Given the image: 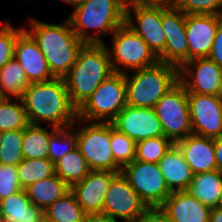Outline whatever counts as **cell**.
<instances>
[{"label": "cell", "instance_id": "obj_32", "mask_svg": "<svg viewBox=\"0 0 222 222\" xmlns=\"http://www.w3.org/2000/svg\"><path fill=\"white\" fill-rule=\"evenodd\" d=\"M76 121L72 126L57 128L49 137L48 159L55 163L77 147Z\"/></svg>", "mask_w": 222, "mask_h": 222}, {"label": "cell", "instance_id": "obj_42", "mask_svg": "<svg viewBox=\"0 0 222 222\" xmlns=\"http://www.w3.org/2000/svg\"><path fill=\"white\" fill-rule=\"evenodd\" d=\"M214 149L217 170L222 173V136L214 139Z\"/></svg>", "mask_w": 222, "mask_h": 222}, {"label": "cell", "instance_id": "obj_5", "mask_svg": "<svg viewBox=\"0 0 222 222\" xmlns=\"http://www.w3.org/2000/svg\"><path fill=\"white\" fill-rule=\"evenodd\" d=\"M178 68L158 61L155 65L125 73L127 105L154 108L178 82Z\"/></svg>", "mask_w": 222, "mask_h": 222}, {"label": "cell", "instance_id": "obj_10", "mask_svg": "<svg viewBox=\"0 0 222 222\" xmlns=\"http://www.w3.org/2000/svg\"><path fill=\"white\" fill-rule=\"evenodd\" d=\"M121 172L148 207L161 206L172 193L158 163L133 160Z\"/></svg>", "mask_w": 222, "mask_h": 222}, {"label": "cell", "instance_id": "obj_9", "mask_svg": "<svg viewBox=\"0 0 222 222\" xmlns=\"http://www.w3.org/2000/svg\"><path fill=\"white\" fill-rule=\"evenodd\" d=\"M164 136L174 144L192 134L187 91L178 81L154 107Z\"/></svg>", "mask_w": 222, "mask_h": 222}, {"label": "cell", "instance_id": "obj_14", "mask_svg": "<svg viewBox=\"0 0 222 222\" xmlns=\"http://www.w3.org/2000/svg\"><path fill=\"white\" fill-rule=\"evenodd\" d=\"M192 133L207 138L222 136L220 96L187 93Z\"/></svg>", "mask_w": 222, "mask_h": 222}, {"label": "cell", "instance_id": "obj_2", "mask_svg": "<svg viewBox=\"0 0 222 222\" xmlns=\"http://www.w3.org/2000/svg\"><path fill=\"white\" fill-rule=\"evenodd\" d=\"M29 26L30 29L24 26V30L37 43L52 75L64 78L75 64L79 50L85 43L72 30L68 18L60 24L31 18Z\"/></svg>", "mask_w": 222, "mask_h": 222}, {"label": "cell", "instance_id": "obj_37", "mask_svg": "<svg viewBox=\"0 0 222 222\" xmlns=\"http://www.w3.org/2000/svg\"><path fill=\"white\" fill-rule=\"evenodd\" d=\"M177 8L185 15H222V0H182Z\"/></svg>", "mask_w": 222, "mask_h": 222}, {"label": "cell", "instance_id": "obj_46", "mask_svg": "<svg viewBox=\"0 0 222 222\" xmlns=\"http://www.w3.org/2000/svg\"><path fill=\"white\" fill-rule=\"evenodd\" d=\"M61 1L65 2V3H67V4H70V5H72L73 7H75L76 5L82 3V2L85 1V0H61Z\"/></svg>", "mask_w": 222, "mask_h": 222}, {"label": "cell", "instance_id": "obj_6", "mask_svg": "<svg viewBox=\"0 0 222 222\" xmlns=\"http://www.w3.org/2000/svg\"><path fill=\"white\" fill-rule=\"evenodd\" d=\"M127 105L124 73H113L77 110V118L88 122H111Z\"/></svg>", "mask_w": 222, "mask_h": 222}, {"label": "cell", "instance_id": "obj_8", "mask_svg": "<svg viewBox=\"0 0 222 222\" xmlns=\"http://www.w3.org/2000/svg\"><path fill=\"white\" fill-rule=\"evenodd\" d=\"M111 48L106 45L113 72L126 73L155 65L159 60L148 44L126 24L112 34ZM126 71H125V70Z\"/></svg>", "mask_w": 222, "mask_h": 222}, {"label": "cell", "instance_id": "obj_11", "mask_svg": "<svg viewBox=\"0 0 222 222\" xmlns=\"http://www.w3.org/2000/svg\"><path fill=\"white\" fill-rule=\"evenodd\" d=\"M125 24L148 44L157 58L164 52L166 37L162 29V5L147 2L126 9Z\"/></svg>", "mask_w": 222, "mask_h": 222}, {"label": "cell", "instance_id": "obj_25", "mask_svg": "<svg viewBox=\"0 0 222 222\" xmlns=\"http://www.w3.org/2000/svg\"><path fill=\"white\" fill-rule=\"evenodd\" d=\"M222 188V173L218 170L193 175L187 191L204 205L215 208Z\"/></svg>", "mask_w": 222, "mask_h": 222}, {"label": "cell", "instance_id": "obj_30", "mask_svg": "<svg viewBox=\"0 0 222 222\" xmlns=\"http://www.w3.org/2000/svg\"><path fill=\"white\" fill-rule=\"evenodd\" d=\"M29 124L22 99L0 98V132L23 130Z\"/></svg>", "mask_w": 222, "mask_h": 222}, {"label": "cell", "instance_id": "obj_29", "mask_svg": "<svg viewBox=\"0 0 222 222\" xmlns=\"http://www.w3.org/2000/svg\"><path fill=\"white\" fill-rule=\"evenodd\" d=\"M85 215L71 190L44 210L54 222H84Z\"/></svg>", "mask_w": 222, "mask_h": 222}, {"label": "cell", "instance_id": "obj_19", "mask_svg": "<svg viewBox=\"0 0 222 222\" xmlns=\"http://www.w3.org/2000/svg\"><path fill=\"white\" fill-rule=\"evenodd\" d=\"M14 59L24 69L29 83L45 82L55 78L37 43L25 30L15 42Z\"/></svg>", "mask_w": 222, "mask_h": 222}, {"label": "cell", "instance_id": "obj_27", "mask_svg": "<svg viewBox=\"0 0 222 222\" xmlns=\"http://www.w3.org/2000/svg\"><path fill=\"white\" fill-rule=\"evenodd\" d=\"M30 85L22 66L13 58L0 69V97L21 99Z\"/></svg>", "mask_w": 222, "mask_h": 222}, {"label": "cell", "instance_id": "obj_33", "mask_svg": "<svg viewBox=\"0 0 222 222\" xmlns=\"http://www.w3.org/2000/svg\"><path fill=\"white\" fill-rule=\"evenodd\" d=\"M23 130L1 132L0 163L17 166L23 159Z\"/></svg>", "mask_w": 222, "mask_h": 222}, {"label": "cell", "instance_id": "obj_24", "mask_svg": "<svg viewBox=\"0 0 222 222\" xmlns=\"http://www.w3.org/2000/svg\"><path fill=\"white\" fill-rule=\"evenodd\" d=\"M25 190L31 203L44 211L48 206L68 193L70 187L55 174L30 184Z\"/></svg>", "mask_w": 222, "mask_h": 222}, {"label": "cell", "instance_id": "obj_17", "mask_svg": "<svg viewBox=\"0 0 222 222\" xmlns=\"http://www.w3.org/2000/svg\"><path fill=\"white\" fill-rule=\"evenodd\" d=\"M221 21L222 15H185L188 61L208 57Z\"/></svg>", "mask_w": 222, "mask_h": 222}, {"label": "cell", "instance_id": "obj_16", "mask_svg": "<svg viewBox=\"0 0 222 222\" xmlns=\"http://www.w3.org/2000/svg\"><path fill=\"white\" fill-rule=\"evenodd\" d=\"M111 124L136 143L141 140L164 136L161 122L154 108L126 105L111 121Z\"/></svg>", "mask_w": 222, "mask_h": 222}, {"label": "cell", "instance_id": "obj_40", "mask_svg": "<svg viewBox=\"0 0 222 222\" xmlns=\"http://www.w3.org/2000/svg\"><path fill=\"white\" fill-rule=\"evenodd\" d=\"M211 61H214L217 65L222 68V21L217 27V32L214 38V42L207 57Z\"/></svg>", "mask_w": 222, "mask_h": 222}, {"label": "cell", "instance_id": "obj_44", "mask_svg": "<svg viewBox=\"0 0 222 222\" xmlns=\"http://www.w3.org/2000/svg\"><path fill=\"white\" fill-rule=\"evenodd\" d=\"M181 1L182 0H149L150 3L168 7H177Z\"/></svg>", "mask_w": 222, "mask_h": 222}, {"label": "cell", "instance_id": "obj_36", "mask_svg": "<svg viewBox=\"0 0 222 222\" xmlns=\"http://www.w3.org/2000/svg\"><path fill=\"white\" fill-rule=\"evenodd\" d=\"M0 27V69L14 58V47L17 37L24 27L15 28L8 21Z\"/></svg>", "mask_w": 222, "mask_h": 222}, {"label": "cell", "instance_id": "obj_31", "mask_svg": "<svg viewBox=\"0 0 222 222\" xmlns=\"http://www.w3.org/2000/svg\"><path fill=\"white\" fill-rule=\"evenodd\" d=\"M18 180L22 189L39 180L55 175V166L48 158L23 159L17 165Z\"/></svg>", "mask_w": 222, "mask_h": 222}, {"label": "cell", "instance_id": "obj_22", "mask_svg": "<svg viewBox=\"0 0 222 222\" xmlns=\"http://www.w3.org/2000/svg\"><path fill=\"white\" fill-rule=\"evenodd\" d=\"M158 166L171 192L187 191L193 173L176 144L158 161Z\"/></svg>", "mask_w": 222, "mask_h": 222}, {"label": "cell", "instance_id": "obj_18", "mask_svg": "<svg viewBox=\"0 0 222 222\" xmlns=\"http://www.w3.org/2000/svg\"><path fill=\"white\" fill-rule=\"evenodd\" d=\"M120 172L91 170L80 182L70 187L76 201L87 213H102L105 195L112 179Z\"/></svg>", "mask_w": 222, "mask_h": 222}, {"label": "cell", "instance_id": "obj_49", "mask_svg": "<svg viewBox=\"0 0 222 222\" xmlns=\"http://www.w3.org/2000/svg\"><path fill=\"white\" fill-rule=\"evenodd\" d=\"M0 216H2V212H1V199H0Z\"/></svg>", "mask_w": 222, "mask_h": 222}, {"label": "cell", "instance_id": "obj_13", "mask_svg": "<svg viewBox=\"0 0 222 222\" xmlns=\"http://www.w3.org/2000/svg\"><path fill=\"white\" fill-rule=\"evenodd\" d=\"M178 77L187 93L215 96L221 94L222 68L208 58H196L185 62L178 69Z\"/></svg>", "mask_w": 222, "mask_h": 222}, {"label": "cell", "instance_id": "obj_34", "mask_svg": "<svg viewBox=\"0 0 222 222\" xmlns=\"http://www.w3.org/2000/svg\"><path fill=\"white\" fill-rule=\"evenodd\" d=\"M174 143L165 136L149 138L136 143L135 160L158 163Z\"/></svg>", "mask_w": 222, "mask_h": 222}, {"label": "cell", "instance_id": "obj_43", "mask_svg": "<svg viewBox=\"0 0 222 222\" xmlns=\"http://www.w3.org/2000/svg\"><path fill=\"white\" fill-rule=\"evenodd\" d=\"M122 7L126 10L130 7L145 4L149 2V0H117Z\"/></svg>", "mask_w": 222, "mask_h": 222}, {"label": "cell", "instance_id": "obj_48", "mask_svg": "<svg viewBox=\"0 0 222 222\" xmlns=\"http://www.w3.org/2000/svg\"><path fill=\"white\" fill-rule=\"evenodd\" d=\"M40 222H54L53 220L47 218L46 216H43Z\"/></svg>", "mask_w": 222, "mask_h": 222}, {"label": "cell", "instance_id": "obj_7", "mask_svg": "<svg viewBox=\"0 0 222 222\" xmlns=\"http://www.w3.org/2000/svg\"><path fill=\"white\" fill-rule=\"evenodd\" d=\"M76 122L84 125L77 128V148L90 170L121 172L111 149V122H88L78 118Z\"/></svg>", "mask_w": 222, "mask_h": 222}, {"label": "cell", "instance_id": "obj_45", "mask_svg": "<svg viewBox=\"0 0 222 222\" xmlns=\"http://www.w3.org/2000/svg\"><path fill=\"white\" fill-rule=\"evenodd\" d=\"M209 222H222V210L211 208Z\"/></svg>", "mask_w": 222, "mask_h": 222}, {"label": "cell", "instance_id": "obj_1", "mask_svg": "<svg viewBox=\"0 0 222 222\" xmlns=\"http://www.w3.org/2000/svg\"><path fill=\"white\" fill-rule=\"evenodd\" d=\"M27 118L32 125L64 128L77 119V109L72 105L63 78L30 83L22 96Z\"/></svg>", "mask_w": 222, "mask_h": 222}, {"label": "cell", "instance_id": "obj_47", "mask_svg": "<svg viewBox=\"0 0 222 222\" xmlns=\"http://www.w3.org/2000/svg\"><path fill=\"white\" fill-rule=\"evenodd\" d=\"M216 208L222 210V188H221V192H220V195H219V198H218V202H217Z\"/></svg>", "mask_w": 222, "mask_h": 222}, {"label": "cell", "instance_id": "obj_39", "mask_svg": "<svg viewBox=\"0 0 222 222\" xmlns=\"http://www.w3.org/2000/svg\"><path fill=\"white\" fill-rule=\"evenodd\" d=\"M135 222H171L161 206L148 207Z\"/></svg>", "mask_w": 222, "mask_h": 222}, {"label": "cell", "instance_id": "obj_41", "mask_svg": "<svg viewBox=\"0 0 222 222\" xmlns=\"http://www.w3.org/2000/svg\"><path fill=\"white\" fill-rule=\"evenodd\" d=\"M84 222H118V220L104 213H87Z\"/></svg>", "mask_w": 222, "mask_h": 222}, {"label": "cell", "instance_id": "obj_12", "mask_svg": "<svg viewBox=\"0 0 222 222\" xmlns=\"http://www.w3.org/2000/svg\"><path fill=\"white\" fill-rule=\"evenodd\" d=\"M148 208L145 202L130 186L128 179L118 173L111 181L105 195L103 212L121 222H135Z\"/></svg>", "mask_w": 222, "mask_h": 222}, {"label": "cell", "instance_id": "obj_28", "mask_svg": "<svg viewBox=\"0 0 222 222\" xmlns=\"http://www.w3.org/2000/svg\"><path fill=\"white\" fill-rule=\"evenodd\" d=\"M54 166L55 174L69 187L80 182L91 171L77 147L56 161Z\"/></svg>", "mask_w": 222, "mask_h": 222}, {"label": "cell", "instance_id": "obj_23", "mask_svg": "<svg viewBox=\"0 0 222 222\" xmlns=\"http://www.w3.org/2000/svg\"><path fill=\"white\" fill-rule=\"evenodd\" d=\"M3 222H40L44 211L33 205L22 189L1 200Z\"/></svg>", "mask_w": 222, "mask_h": 222}, {"label": "cell", "instance_id": "obj_26", "mask_svg": "<svg viewBox=\"0 0 222 222\" xmlns=\"http://www.w3.org/2000/svg\"><path fill=\"white\" fill-rule=\"evenodd\" d=\"M49 127L50 130L41 125L29 124L23 129L22 153L25 159L48 158L49 137L57 129Z\"/></svg>", "mask_w": 222, "mask_h": 222}, {"label": "cell", "instance_id": "obj_3", "mask_svg": "<svg viewBox=\"0 0 222 222\" xmlns=\"http://www.w3.org/2000/svg\"><path fill=\"white\" fill-rule=\"evenodd\" d=\"M113 73L106 42L85 43L63 78L72 105L78 110Z\"/></svg>", "mask_w": 222, "mask_h": 222}, {"label": "cell", "instance_id": "obj_38", "mask_svg": "<svg viewBox=\"0 0 222 222\" xmlns=\"http://www.w3.org/2000/svg\"><path fill=\"white\" fill-rule=\"evenodd\" d=\"M22 190L18 180L17 166L0 163V199Z\"/></svg>", "mask_w": 222, "mask_h": 222}, {"label": "cell", "instance_id": "obj_20", "mask_svg": "<svg viewBox=\"0 0 222 222\" xmlns=\"http://www.w3.org/2000/svg\"><path fill=\"white\" fill-rule=\"evenodd\" d=\"M175 144L182 152L193 175L217 170L214 139L192 133Z\"/></svg>", "mask_w": 222, "mask_h": 222}, {"label": "cell", "instance_id": "obj_15", "mask_svg": "<svg viewBox=\"0 0 222 222\" xmlns=\"http://www.w3.org/2000/svg\"><path fill=\"white\" fill-rule=\"evenodd\" d=\"M162 29L166 37V43L165 50L158 57V60L179 69L188 61L185 14L177 7L162 5Z\"/></svg>", "mask_w": 222, "mask_h": 222}, {"label": "cell", "instance_id": "obj_4", "mask_svg": "<svg viewBox=\"0 0 222 222\" xmlns=\"http://www.w3.org/2000/svg\"><path fill=\"white\" fill-rule=\"evenodd\" d=\"M125 15L126 10L117 0H85L75 6L68 20L84 43L101 44L102 35L107 37L125 24Z\"/></svg>", "mask_w": 222, "mask_h": 222}, {"label": "cell", "instance_id": "obj_35", "mask_svg": "<svg viewBox=\"0 0 222 222\" xmlns=\"http://www.w3.org/2000/svg\"><path fill=\"white\" fill-rule=\"evenodd\" d=\"M111 149L115 162L123 169L135 160L136 142L111 124Z\"/></svg>", "mask_w": 222, "mask_h": 222}, {"label": "cell", "instance_id": "obj_21", "mask_svg": "<svg viewBox=\"0 0 222 222\" xmlns=\"http://www.w3.org/2000/svg\"><path fill=\"white\" fill-rule=\"evenodd\" d=\"M161 208L171 222H209L211 208L201 203L188 191H175Z\"/></svg>", "mask_w": 222, "mask_h": 222}]
</instances>
